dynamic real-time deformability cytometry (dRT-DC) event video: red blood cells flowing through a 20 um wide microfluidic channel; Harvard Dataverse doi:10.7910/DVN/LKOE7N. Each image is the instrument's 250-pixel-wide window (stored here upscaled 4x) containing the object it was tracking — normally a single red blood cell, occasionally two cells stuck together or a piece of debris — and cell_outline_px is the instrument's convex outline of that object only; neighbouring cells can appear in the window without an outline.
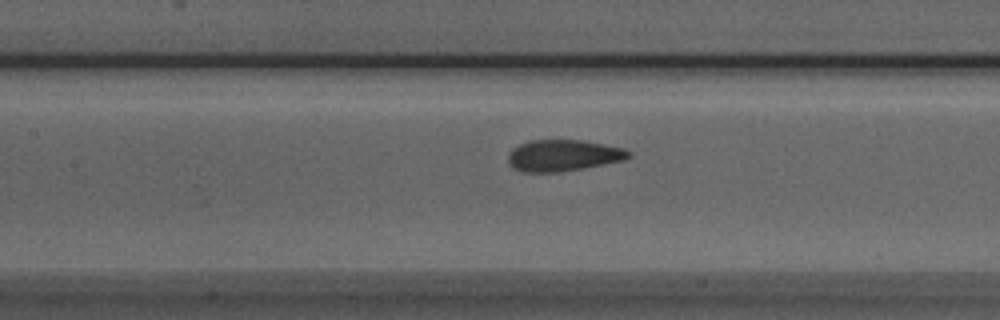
{"species": "Egyptian fruit bat (a non-hibernating species)", "species_latin": "Rousettus aegyptiacus", "temperature_condition": "room temperature", "stored_images_in_passage": 40, "camera_frame_rate_fps": 3000, "um_per_image_px": 0.085, "animal": {"sex": "male"}, "frame": {"image": 1, "passage_image": 21, "time_ms": 6.667, "image_size_px": [1000, 320], "cell_outline_px": [[632, 156], [624, 160], [584, 168], [560, 172], [524, 172], [512, 168], [508, 164], [508, 152], [512, 148], [528, 140], [584, 140], [624, 148], [632, 152]], "centroid_in_image_um": [47.86, 13.21], "position_along_channel_um": 159.5, "area_um2": 22.37}}
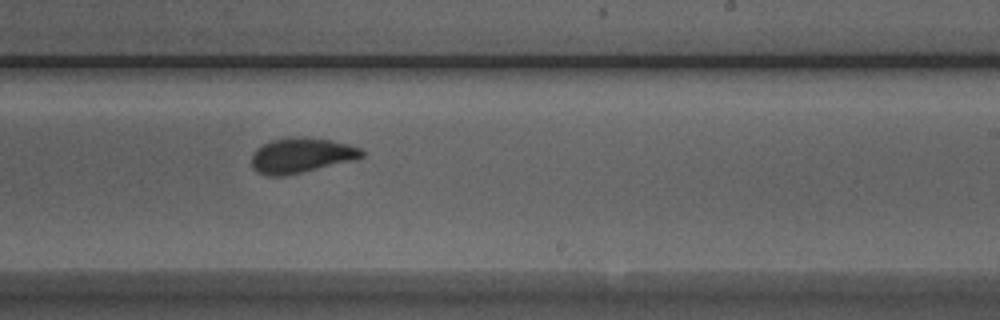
{"frame": {"image": 2, "passage_image": 29, "time_ms": 9.333, "image_size_px": [1000, 320], "cell_outline_px": [[364, 156], [356, 160], [284, 176], [268, 176], [256, 172], [252, 168], [252, 152], [256, 148], [272, 140], [288, 136], [304, 136], [332, 140], [348, 144], [360, 148], [364, 152]], "centroid_in_image_um": [25.6, 13.2], "position_along_channel_um": 263.4, "area_um2": 22.89}}
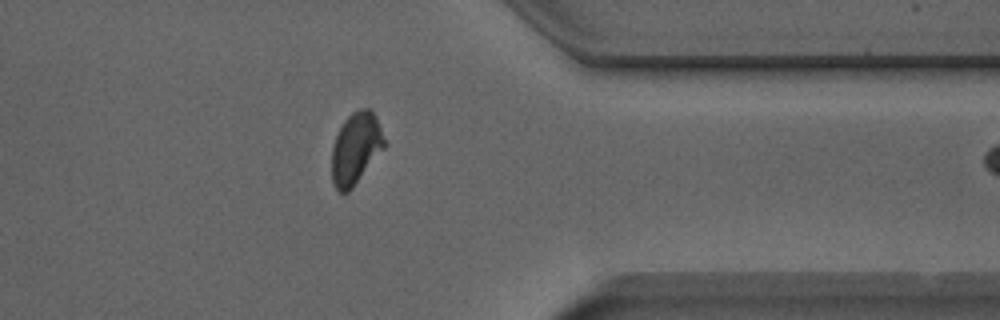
{"frame": {"image": 3, "passage_image": 39, "time_ms": 12.667, "image_size_px": [1000, 320], "cell_outline_px": [[388, 144], [352, 188], [348, 192], [340, 192], [336, 188], [332, 180], [332, 148], [336, 136], [344, 120], [352, 112], [360, 108], [372, 108], [376, 116]], "centroid_in_image_um": [30.28, 12.58], "position_along_channel_um": 381.1, "area_um2": 22.14}}